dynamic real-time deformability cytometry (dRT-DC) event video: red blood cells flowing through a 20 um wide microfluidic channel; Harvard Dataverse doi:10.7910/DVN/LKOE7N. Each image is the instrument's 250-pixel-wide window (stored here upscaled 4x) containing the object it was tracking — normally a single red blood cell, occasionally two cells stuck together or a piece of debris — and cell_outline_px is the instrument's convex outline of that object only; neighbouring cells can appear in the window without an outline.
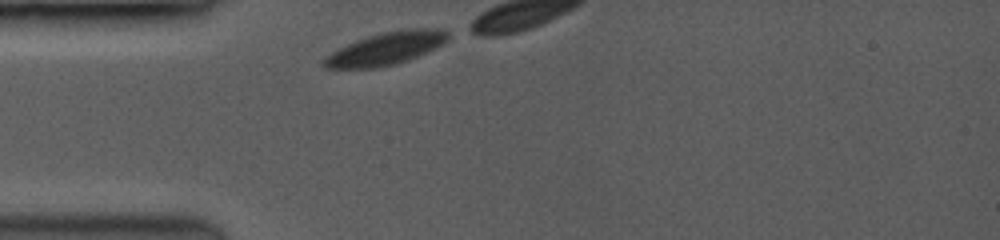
{"species": "common noctule bat (a hibernating species)", "species_latin": "Nyctalus noctula", "temperature_condition": "room temperature", "stored_images_in_passage": 5, "camera_frame_rate_fps": 3500, "um_per_image_px": 0.085, "animal": {"sex": "female", "body_mass_g": 19.0, "forearm_length_mm": 53.3}, "frame": {"image": 1, "passage_image": 1, "time_ms": 0.0, "image_size_px": [1000, 240], "cell_outline_px": [[448, 40], [416, 56], [392, 64], [372, 68], [324, 68], [320, 64], [324, 56], [356, 40], [368, 36], [384, 32], [412, 28], [440, 28], [448, 32]], "centroid_in_image_um": [32.74, 4.12], "position_along_channel_um": 52.3, "area_um2": 23.0}}